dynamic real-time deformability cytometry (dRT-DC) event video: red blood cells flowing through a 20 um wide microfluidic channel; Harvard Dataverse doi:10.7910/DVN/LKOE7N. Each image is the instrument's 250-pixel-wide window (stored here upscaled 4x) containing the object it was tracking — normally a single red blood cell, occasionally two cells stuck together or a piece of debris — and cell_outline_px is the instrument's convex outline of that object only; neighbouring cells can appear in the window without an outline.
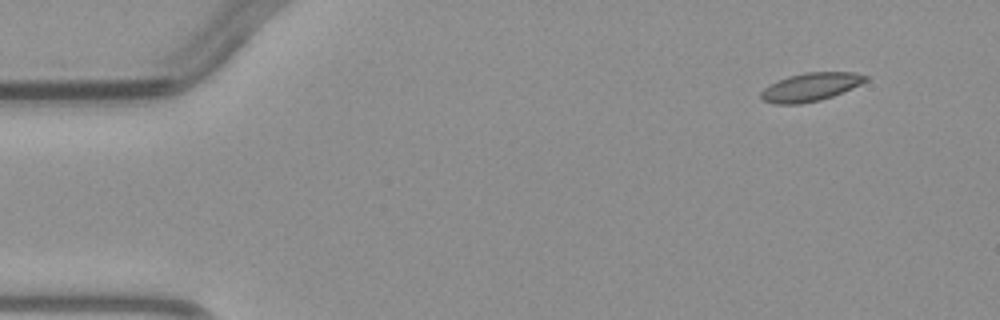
{"species": "common noctule bat (a hibernating species)", "species_latin": "Nyctalus noctula", "temperature_condition": "warm", "stored_images_in_passage": 4, "camera_frame_rate_fps": 3000, "um_per_image_px": 0.085, "animal": {"sex": "male", "body_mass_g": 23.1, "forearm_length_mm": 52.7}, "frame": {"image": 1, "passage_image": 1, "time_ms": 0.0, "image_size_px": [1000, 320], "cell_outline_px": [[868, 80], [852, 88], [832, 96], [820, 100], [800, 104], [776, 104], [764, 100], [760, 96], [760, 92], [764, 88], [776, 80], [788, 76], [804, 72], [852, 72], [868, 76]], "centroid_in_image_um": [68.88, 7.39], "position_along_channel_um": 16.1, "area_um2": 17.22}}
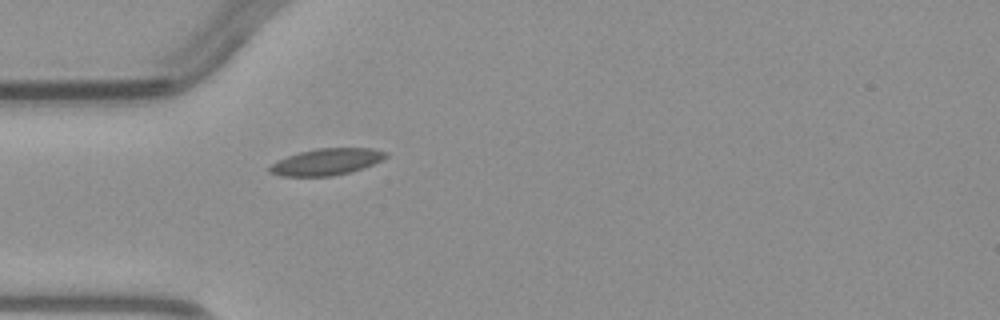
{"frame": {"image": 2, "passage_image": 4, "time_ms": 3.333, "image_size_px": [1000, 320], "cell_outline_px": [[388, 156], [372, 164], [348, 172], [332, 176], [280, 176], [268, 172], [268, 168], [276, 160], [300, 152], [316, 148], [372, 148], [388, 152]], "centroid_in_image_um": [27.71, 13.75], "position_along_channel_um": 57.3, "area_um2": 17.86}}